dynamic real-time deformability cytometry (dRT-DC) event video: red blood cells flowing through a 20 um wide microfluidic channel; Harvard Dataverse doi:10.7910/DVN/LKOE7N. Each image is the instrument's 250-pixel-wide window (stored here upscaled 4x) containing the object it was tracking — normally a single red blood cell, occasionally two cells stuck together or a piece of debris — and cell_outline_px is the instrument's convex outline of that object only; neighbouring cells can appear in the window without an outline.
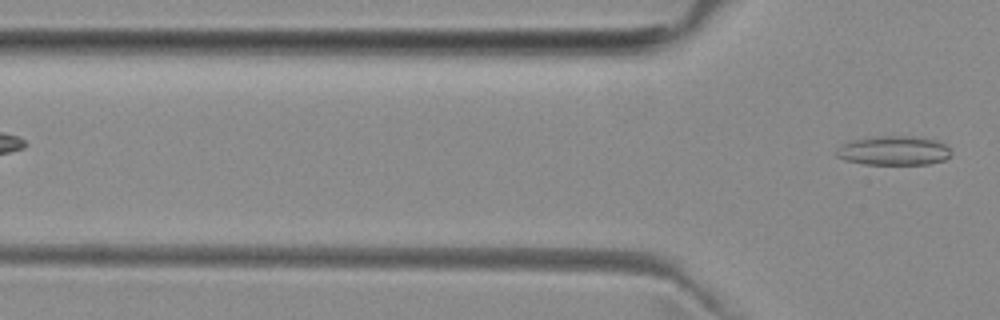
{"species": "common noctule bat (a hibernating species)", "species_latin": "Nyctalus noctula", "temperature_condition": "room temperature", "stored_images_in_passage": 5, "camera_frame_rate_fps": 3000, "um_per_image_px": 0.085, "animal": {"sex": "female", "body_mass_g": 29.2, "forearm_length_mm": 56.3}, "frame": {"image": 1, "passage_image": 5, "time_ms": 6.667, "image_size_px": [1000, 320], "cell_outline_px": [[952, 152], [944, 160], [928, 164], [864, 164], [844, 160], [836, 156], [836, 148], [852, 140], [888, 136], [912, 136], [936, 140], [944, 144]], "centroid_in_image_um": [75.96, 12.81], "position_along_channel_um": 49.8, "area_um2": 19.31}}